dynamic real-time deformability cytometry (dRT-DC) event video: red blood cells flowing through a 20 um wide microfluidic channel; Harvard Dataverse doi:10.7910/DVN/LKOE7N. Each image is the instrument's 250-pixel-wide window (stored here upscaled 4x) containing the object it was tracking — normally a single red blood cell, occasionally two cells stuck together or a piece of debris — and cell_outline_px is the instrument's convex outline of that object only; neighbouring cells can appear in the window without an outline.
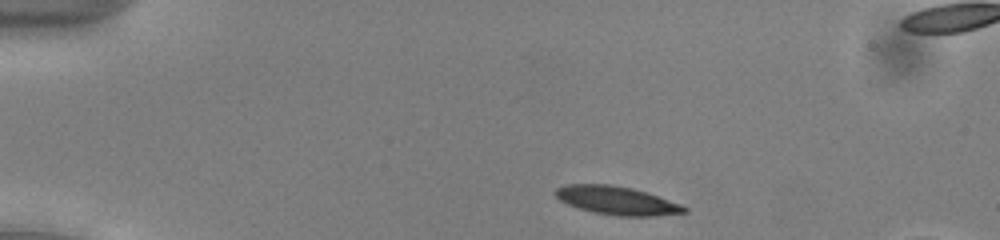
{"species": "common noctule bat (a hibernating species)", "species_latin": "Nyctalus noctula", "temperature_condition": "cold", "stored_images_in_passage": 44, "camera_frame_rate_fps": 3000, "um_per_image_px": 0.085, "animal": {"sex": "male", "body_mass_g": 13.0, "forearm_length_mm": 53.1}, "frame": {"image": 1, "passage_image": 2, "time_ms": 0.333, "image_size_px": [1000, 240], "cell_outline_px": [[688, 212], [652, 216], [616, 216], [596, 212], [580, 208], [568, 204], [560, 200], [552, 192], [556, 188], [564, 184], [608, 184], [632, 188], [680, 204], [688, 208]], "centroid_in_image_um": [52.39, 17.04], "position_along_channel_um": 32.6, "area_um2": 21.04}}
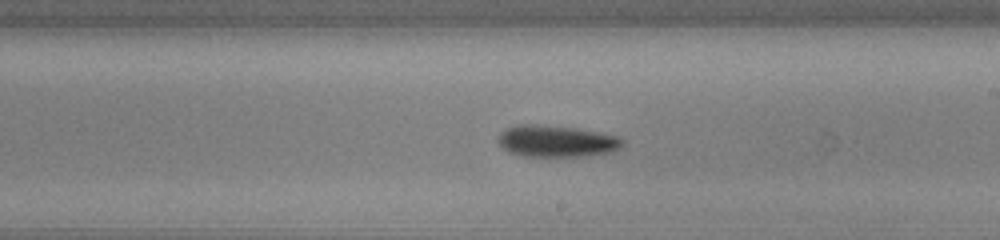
{"frame": {"image": 2, "passage_image": 23, "time_ms": 7.333, "image_size_px": [1000, 240], "cell_outline_px": [[624, 144], [620, 148], [612, 152], [584, 156], [520, 156], [508, 152], [496, 140], [500, 132], [508, 128], [520, 124], [536, 124], [576, 128], [600, 132], [620, 136], [624, 140]], "centroid_in_image_um": [47.32, 12.0], "position_along_channel_um": 241.7, "area_um2": 23.18}}
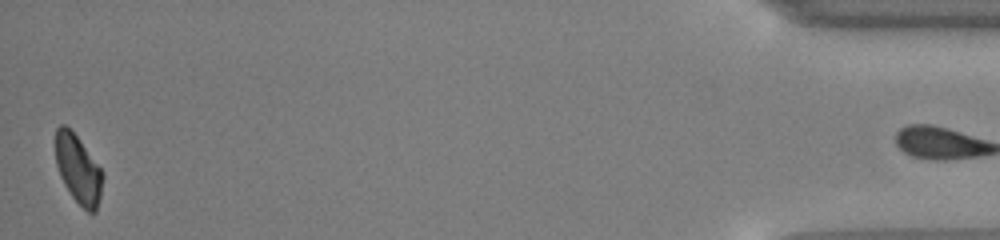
{"frame": {"image": 3, "passage_image": 44, "time_ms": 14.333, "image_size_px": [1000, 240], "cell_outline_px": [[104, 176], [100, 196], [96, 212], [88, 212], [72, 196], [64, 184], [60, 176], [56, 164], [56, 128], [60, 124], [64, 124], [76, 136], [104, 172]], "centroid_in_image_um": [6.66, 14.4], "position_along_channel_um": 428.5, "area_um2": 18.55}, "authors_computed_cell_mechanics": {"area_um2": 21.4727, "velocity_mm_per_s": 3.8992, "shape_relaxation_time_tau1_ms": 2.0851, "shape_relaxation_time_tau2_ms": null, "deformation_change_tau1": 0.1041, "deformation_change_tau2": null}}